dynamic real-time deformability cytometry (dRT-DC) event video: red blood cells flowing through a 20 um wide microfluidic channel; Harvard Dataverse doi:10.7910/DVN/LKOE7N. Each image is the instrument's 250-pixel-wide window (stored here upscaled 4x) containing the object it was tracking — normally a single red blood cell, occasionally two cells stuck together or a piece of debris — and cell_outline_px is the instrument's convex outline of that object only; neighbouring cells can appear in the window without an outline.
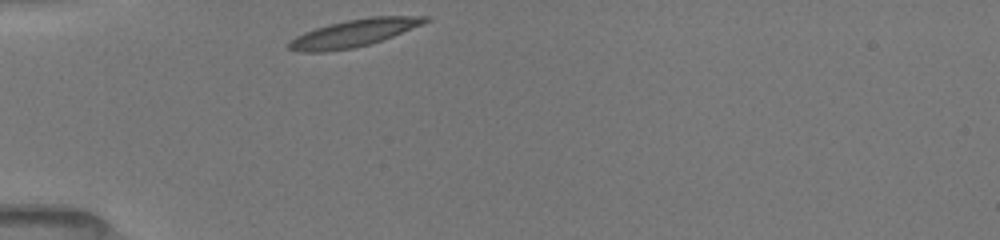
{"species": "common noctule bat (a hibernating species)", "species_latin": "Nyctalus noctula", "temperature_condition": "room temperature", "stored_images_in_passage": 45, "camera_frame_rate_fps": 3000, "um_per_image_px": 0.085, "animal": {"sex": "female", "body_mass_g": 19.5, "forearm_length_mm": 54.1}, "frame": {"image": 1, "passage_image": 1, "time_ms": 0.0, "image_size_px": [1000, 240], "cell_outline_px": [[432, 20], [424, 24], [392, 36], [368, 44], [352, 48], [324, 52], [296, 52], [288, 48], [288, 44], [296, 36], [304, 32], [328, 24], [348, 20], [372, 16], [432, 16]], "centroid_in_image_um": [30.1, 2.8], "position_along_channel_um": 54.9, "area_um2": 21.62}}
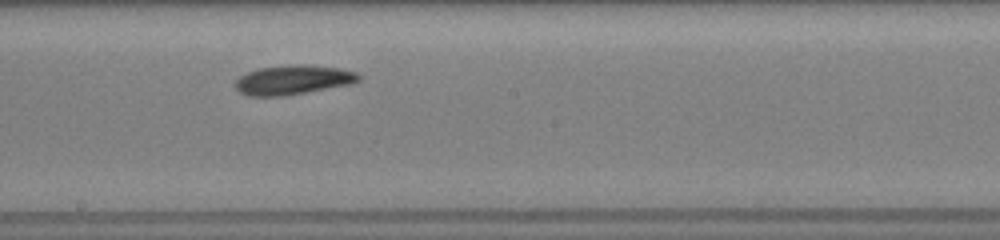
{"frame": {"image": 2, "passage_image": 23, "time_ms": 4.667, "image_size_px": [1000, 240], "cell_outline_px": [[360, 80], [352, 84], [284, 96], [244, 96], [232, 84], [240, 76], [248, 72], [260, 68], [288, 64], [304, 64], [336, 68], [356, 72], [360, 76]], "centroid_in_image_um": [24.87, 6.79], "position_along_channel_um": 223.3, "area_um2": 21.27}}
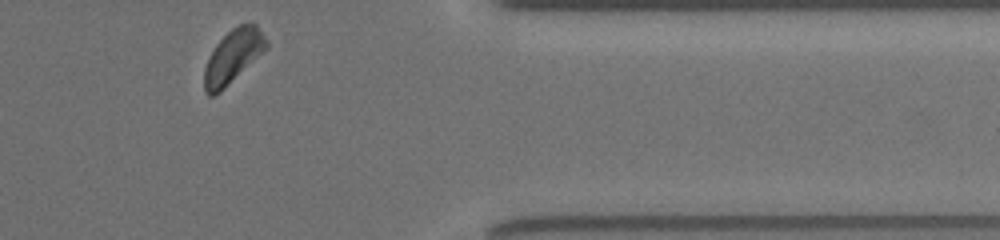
{"frame": {"image": 3, "passage_image": 44, "time_ms": 9.333, "image_size_px": [1000, 240], "cell_outline_px": [[268, 48], [220, 92], [212, 96], [208, 96], [204, 92], [204, 68], [216, 44], [232, 28], [240, 24], [256, 24], [268, 40]], "centroid_in_image_um": [19.81, 4.81], "position_along_channel_um": 391.6, "area_um2": 19.13}, "authors_computed_cell_mechanics": {"area_um2": 20.519, "velocity_mm_per_s": 3.937, "shape_relaxation_time_tau1_ms": 2.1748, "shape_relaxation_time_tau2_ms": null, "deformation_change_tau1": 0.1031, "deformation_change_tau2": null}}